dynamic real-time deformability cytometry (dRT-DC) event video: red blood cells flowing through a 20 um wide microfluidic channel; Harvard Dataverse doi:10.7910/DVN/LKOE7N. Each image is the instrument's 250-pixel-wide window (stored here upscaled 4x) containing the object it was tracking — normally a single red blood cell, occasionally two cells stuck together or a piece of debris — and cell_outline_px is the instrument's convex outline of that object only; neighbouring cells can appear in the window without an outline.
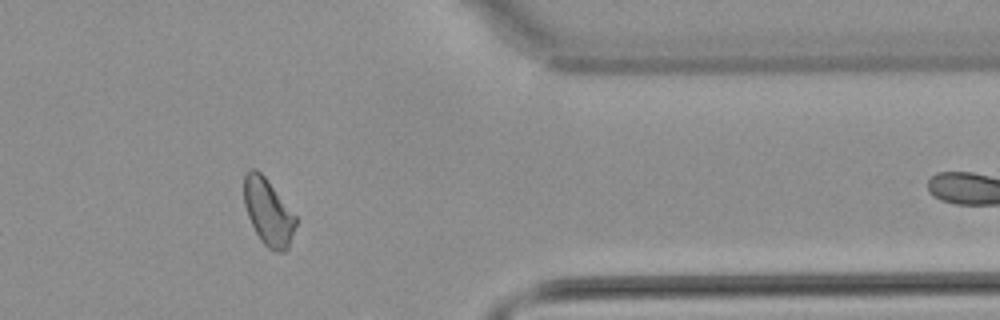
{"species": "common noctule bat (a hibernating species)", "species_latin": "Nyctalus noctula", "temperature_condition": "warm", "stored_images_in_passage": 40, "camera_frame_rate_fps": 3000, "um_per_image_px": 0.085, "animal": {"sex": "male", "body_mass_g": 21.5, "forearm_length_mm": 52.0}, "frame": {"image": 1, "passage_image": 37, "time_ms": 12.0, "image_size_px": [1000, 320], "cell_outline_px": [[296, 224], [288, 248], [284, 252], [276, 252], [268, 248], [260, 240], [248, 216], [244, 204], [244, 176], [248, 168], [256, 168], [264, 176], [296, 216]], "centroid_in_image_um": [22.78, 18.02], "position_along_channel_um": 388.6, "area_um2": 19.88}}